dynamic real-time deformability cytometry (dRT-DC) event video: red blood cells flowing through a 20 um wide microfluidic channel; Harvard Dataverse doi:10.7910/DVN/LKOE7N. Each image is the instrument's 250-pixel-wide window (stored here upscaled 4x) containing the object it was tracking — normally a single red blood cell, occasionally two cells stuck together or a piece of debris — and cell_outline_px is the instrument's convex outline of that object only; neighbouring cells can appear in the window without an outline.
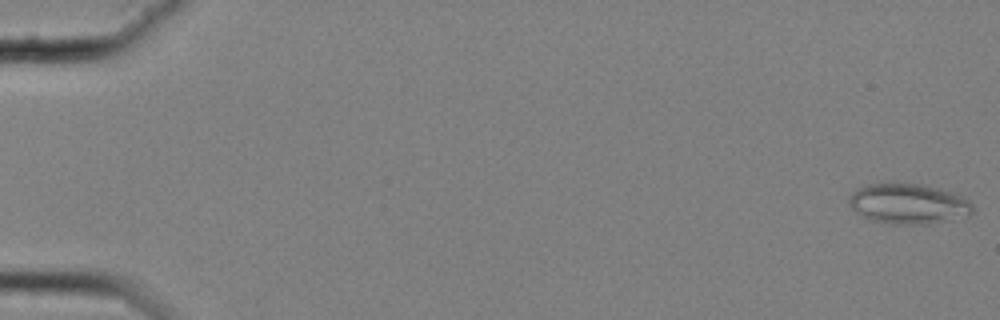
{"species": "common noctule bat (a hibernating species)", "species_latin": "Nyctalus noctula", "temperature_condition": "cold", "stored_images_in_passage": 58, "camera_frame_rate_fps": 3000, "um_per_image_px": 0.085, "animal": {"sex": "female", "body_mass_g": 25.1}, "frame": {"image": 1, "passage_image": 1, "time_ms": 0.0, "image_size_px": [1000, 320], "cell_outline_px": [[972, 212], [968, 216], [928, 224], [888, 224], [872, 220], [860, 216], [848, 204], [848, 196], [856, 188], [868, 184], [924, 184], [940, 188], [952, 192], [968, 200], [972, 204]], "centroid_in_image_um": [77.17, 17.33], "position_along_channel_um": 7.8, "area_um2": 29.13}}
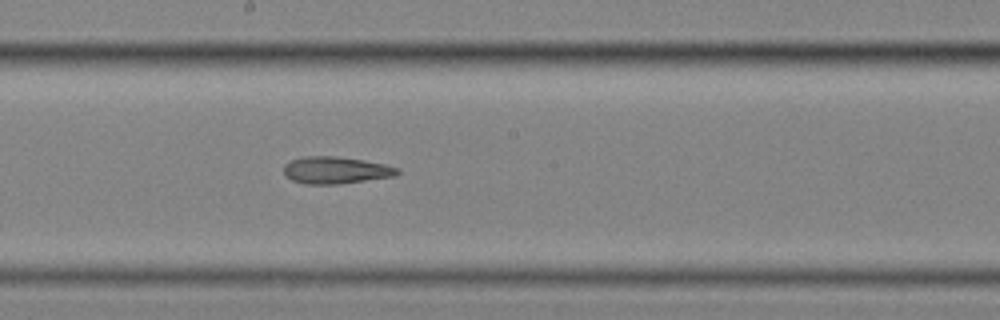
{"frame": {"image": 2, "passage_image": 33, "time_ms": 10.667, "image_size_px": [1000, 320], "cell_outline_px": [[400, 172], [396, 176], [336, 184], [304, 184], [292, 180], [284, 176], [284, 164], [292, 160], [304, 156], [336, 156], [364, 160], [384, 164], [400, 168]], "centroid_in_image_um": [28.53, 14.46], "position_along_channel_um": 219.7, "area_um2": 17.98}}
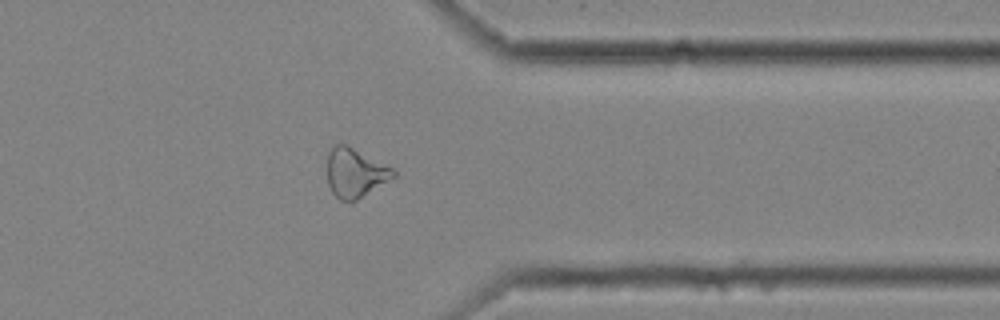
{"frame": {"image": 3, "passage_image": 47, "time_ms": 15.333, "image_size_px": [1000, 320], "cell_outline_px": [[396, 176], [352, 204], [340, 200], [332, 192], [328, 184], [328, 152], [336, 144], [348, 144], [392, 168], [396, 172]], "centroid_in_image_um": [30.19, 14.72], "position_along_channel_um": 381.2, "area_um2": 19.13}, "authors_computed_cell_mechanics": {"area_um2": 20.0855, "velocity_mm_per_s": 3.5521, "shape_relaxation_time_tau1_ms": null, "shape_relaxation_time_tau2_ms": 8.477, "deformation_change_tau1": null, "deformation_change_tau2": 0.1903}}